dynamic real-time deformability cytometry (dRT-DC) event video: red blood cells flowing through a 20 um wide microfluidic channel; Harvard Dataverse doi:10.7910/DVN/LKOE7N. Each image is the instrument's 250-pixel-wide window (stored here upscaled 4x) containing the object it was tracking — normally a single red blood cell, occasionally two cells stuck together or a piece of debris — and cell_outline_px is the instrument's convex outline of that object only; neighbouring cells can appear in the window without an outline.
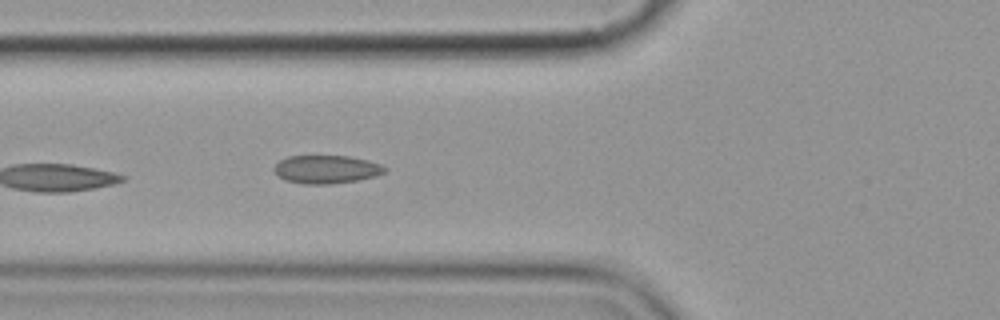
{"species": "common noctule bat (a hibernating species)", "species_latin": "Nyctalus noctula", "temperature_condition": "cold", "stored_images_in_passage": 6, "camera_frame_rate_fps": 3000, "um_per_image_px": 0.085, "animal": {"sex": "female", "body_mass_g": 19.9}, "frame": {"image": 1, "passage_image": 6, "time_ms": 6.667, "image_size_px": [1000, 320], "cell_outline_px": [[388, 168], [384, 172], [376, 176], [356, 180], [328, 184], [304, 184], [284, 180], [276, 176], [272, 168], [280, 160], [288, 156], [352, 156], [368, 160], [380, 164]], "centroid_in_image_um": [27.71, 14.39], "position_along_channel_um": 98.1, "area_um2": 18.32}}